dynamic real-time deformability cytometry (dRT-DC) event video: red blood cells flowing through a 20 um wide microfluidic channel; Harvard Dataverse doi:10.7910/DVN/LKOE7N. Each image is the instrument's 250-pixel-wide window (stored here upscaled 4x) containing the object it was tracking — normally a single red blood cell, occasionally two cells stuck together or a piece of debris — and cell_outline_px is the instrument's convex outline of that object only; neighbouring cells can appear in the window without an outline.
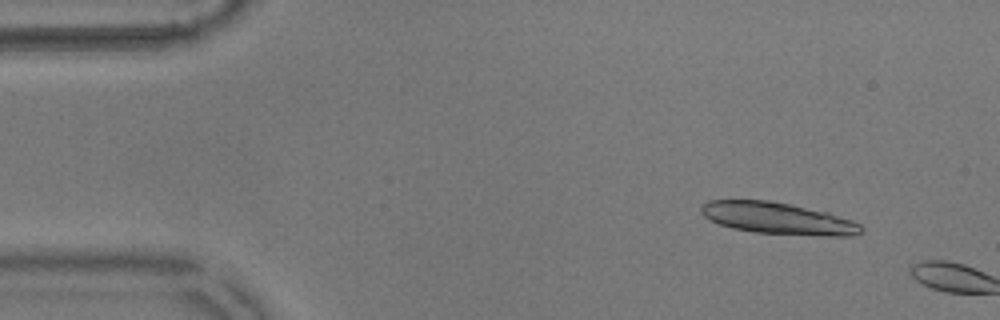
{"species": "common noctule bat (a hibernating species)", "species_latin": "Nyctalus noctula", "temperature_condition": "warm", "stored_images_in_passage": 7, "camera_frame_rate_fps": 3000, "um_per_image_px": 0.085, "animal": {"sex": "male", "body_mass_g": 17.9}, "frame": {"image": 1, "passage_image": 5, "time_ms": 1.333, "image_size_px": [1000, 320], "cell_outline_px": [[864, 232], [852, 236], [832, 236], [756, 232], [732, 228], [720, 224], [704, 216], [700, 212], [700, 208], [708, 200], [768, 200], [828, 212], [852, 220], [860, 224], [864, 228]], "centroid_in_image_um": [66.16, 18.56], "position_along_channel_um": 18.8, "area_um2": 29.36}}